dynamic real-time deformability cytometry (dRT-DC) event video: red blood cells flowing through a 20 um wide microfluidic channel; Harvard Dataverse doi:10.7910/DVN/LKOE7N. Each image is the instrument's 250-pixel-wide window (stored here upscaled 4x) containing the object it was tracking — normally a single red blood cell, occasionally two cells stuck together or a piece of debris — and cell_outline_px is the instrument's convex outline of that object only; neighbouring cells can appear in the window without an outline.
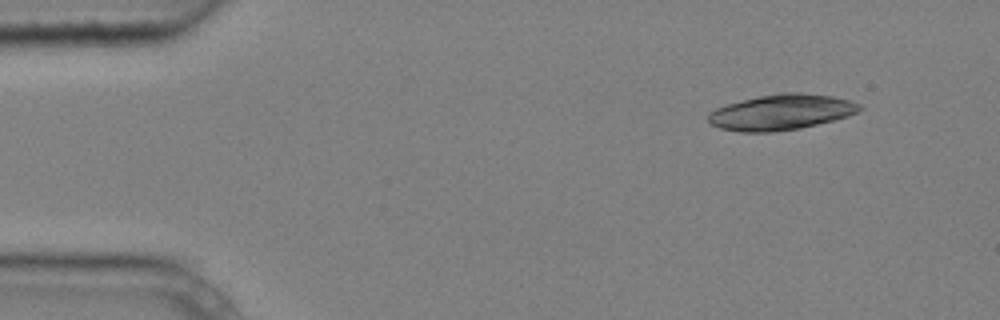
{"species": "common noctule bat (a hibernating species)", "species_latin": "Nyctalus noctula", "temperature_condition": "cold", "stored_images_in_passage": 4, "camera_frame_rate_fps": 3000, "um_per_image_px": 0.085, "animal": {"sex": "male", "body_mass_g": 20.4}, "frame": {"image": 1, "passage_image": 1, "time_ms": 0.0, "image_size_px": [1000, 320], "cell_outline_px": [[864, 108], [860, 112], [848, 116], [800, 128], [772, 132], [740, 132], [720, 128], [712, 124], [708, 120], [708, 112], [724, 104], [760, 96], [784, 92], [800, 92], [832, 96], [848, 100], [860, 104]], "centroid_in_image_um": [66.4, 9.53], "position_along_channel_um": 18.6, "area_um2": 31.39}}